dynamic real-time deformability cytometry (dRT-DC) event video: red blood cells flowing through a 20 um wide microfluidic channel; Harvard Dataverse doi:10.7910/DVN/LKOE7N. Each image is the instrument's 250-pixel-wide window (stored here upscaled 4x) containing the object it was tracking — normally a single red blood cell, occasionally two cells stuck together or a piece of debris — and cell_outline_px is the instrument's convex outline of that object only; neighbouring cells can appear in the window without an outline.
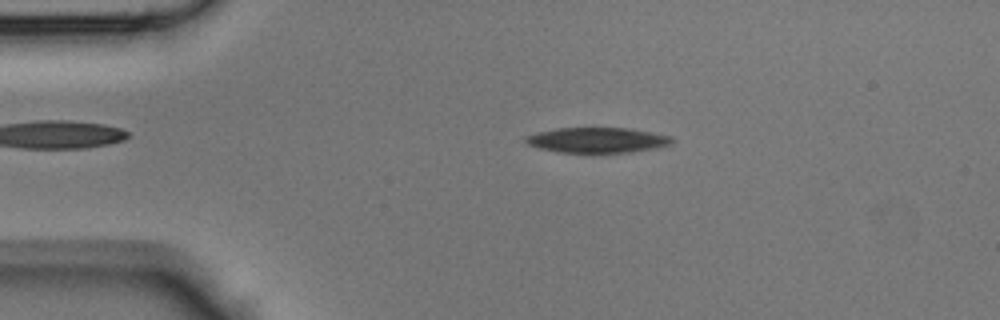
{"species": "Egyptian fruit bat (a non-hibernating species)", "species_latin": "Rousettus aegyptiacus", "temperature_condition": "room temperature", "stored_images_in_passage": 37, "camera_frame_rate_fps": 3000, "um_per_image_px": 0.085, "animal": {"sex": "male"}, "frame": {"image": 1, "passage_image": 3, "time_ms": 0.667, "image_size_px": [1000, 320], "cell_outline_px": [[672, 140], [668, 144], [656, 148], [628, 152], [556, 152], [536, 148], [528, 144], [524, 140], [524, 136], [556, 128], [628, 128], [672, 136]], "centroid_in_image_um": [50.71, 11.91], "position_along_channel_um": 34.3, "area_um2": 21.33}}
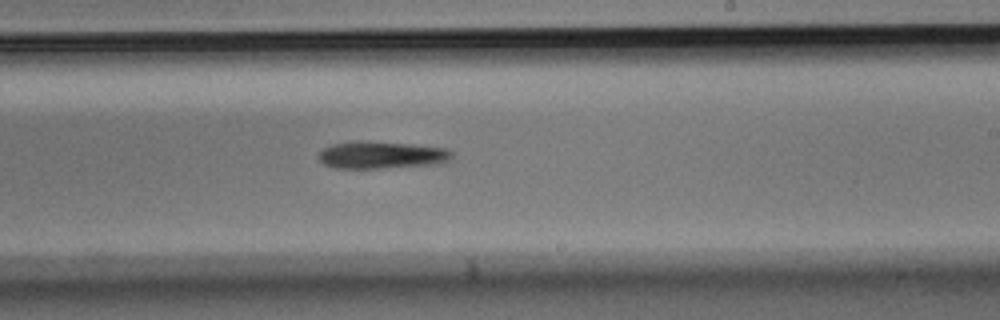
{"frame": {"image": 2, "passage_image": 20, "time_ms": 6.333, "image_size_px": [1000, 320], "cell_outline_px": [[452, 156], [448, 160], [440, 164], [376, 168], [336, 168], [324, 164], [316, 156], [324, 148], [332, 144], [352, 140], [360, 140], [408, 144], [444, 148], [452, 152]], "centroid_in_image_um": [32.37, 13.17], "position_along_channel_um": 256.6, "area_um2": 21.15}}
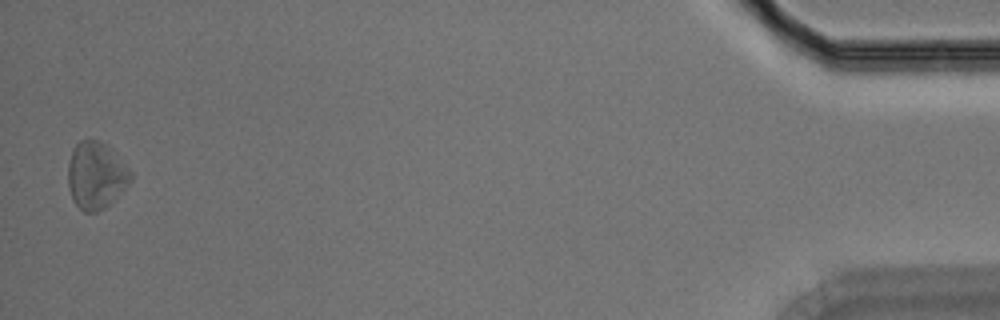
{"frame": {"image": 3, "passage_image": 37, "time_ms": 12.0, "image_size_px": [1000, 320], "cell_outline_px": [[132, 180], [104, 208], [96, 212], [84, 212], [72, 200], [68, 188], [68, 164], [72, 148], [80, 140], [96, 140], [108, 144], [112, 148], [132, 172]], "centroid_in_image_um": [8.14, 14.88], "position_along_channel_um": 427.1, "area_um2": 24.57}}